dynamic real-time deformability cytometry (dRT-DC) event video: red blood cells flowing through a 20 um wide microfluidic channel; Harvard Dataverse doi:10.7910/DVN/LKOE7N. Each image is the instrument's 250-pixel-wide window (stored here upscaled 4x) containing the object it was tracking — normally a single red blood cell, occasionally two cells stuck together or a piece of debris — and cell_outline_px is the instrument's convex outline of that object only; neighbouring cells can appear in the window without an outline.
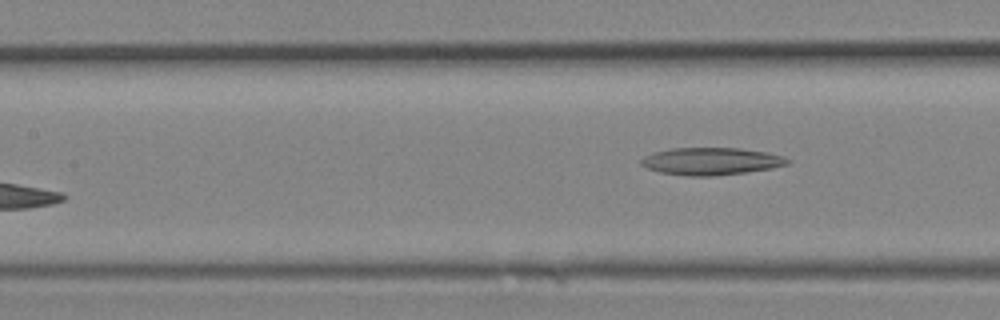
{"species": "Egyptian fruit bat (a non-hibernating species)", "species_latin": "Rousettus aegyptiacus", "temperature_condition": "room temperature", "stored_images_in_passage": 7, "segment_of_instrument_passage": [2, 2], "camera_frame_rate_fps": 3000, "um_per_image_px": 0.085, "animal": {"sex": "female"}, "frame": {"image": 1, "passage_image": 7, "time_ms": 2.0, "image_size_px": [1000, 320], "cell_outline_px": [[792, 160], [788, 164], [772, 168], [748, 172], [716, 176], [684, 176], [660, 172], [648, 168], [640, 164], [640, 160], [644, 156], [652, 152], [668, 148], [740, 148], [768, 152], [784, 156]], "centroid_in_image_um": [60.45, 13.7], "position_along_channel_um": 146.9, "area_um2": 23.7}}